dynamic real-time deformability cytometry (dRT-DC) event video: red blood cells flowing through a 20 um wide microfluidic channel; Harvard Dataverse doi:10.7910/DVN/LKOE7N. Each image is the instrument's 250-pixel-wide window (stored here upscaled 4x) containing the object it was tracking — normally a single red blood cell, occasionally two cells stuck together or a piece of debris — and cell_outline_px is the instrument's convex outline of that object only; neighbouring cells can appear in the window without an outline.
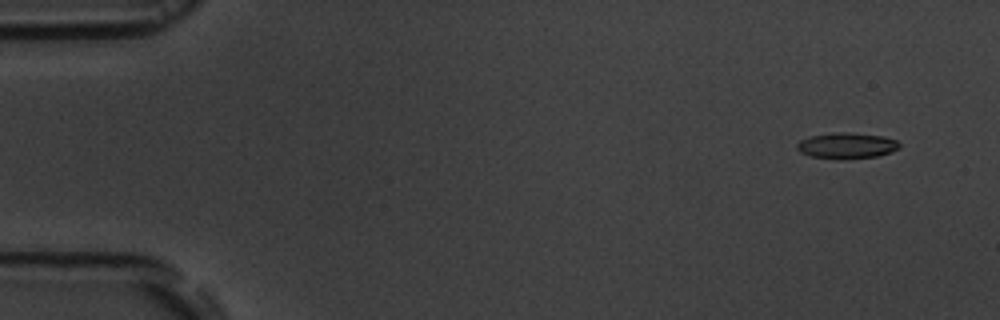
{"species": "common noctule bat (a hibernating species)", "species_latin": "Nyctalus noctula", "temperature_condition": "room temperature", "stored_images_in_passage": 4, "camera_frame_rate_fps": 3000, "um_per_image_px": 0.085, "animal": {"sex": "male", "body_mass_g": 19.5, "forearm_length_mm": 54.6}, "frame": {"image": 1, "passage_image": 1, "time_ms": 0.0, "image_size_px": [1000, 320], "cell_outline_px": [[900, 148], [876, 156], [844, 160], [836, 160], [812, 156], [800, 152], [796, 148], [796, 144], [800, 140], [808, 136], [840, 132], [848, 132], [880, 136], [896, 140], [900, 144]], "centroid_in_image_um": [71.92, 12.39], "position_along_channel_um": 13.1, "area_um2": 15.49}}
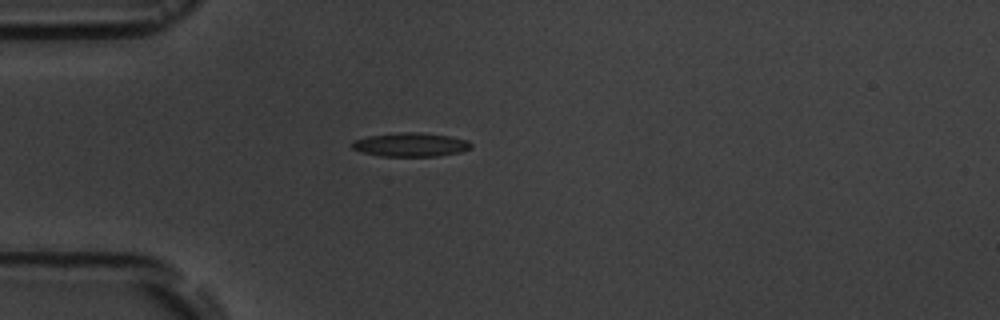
{"frame": {"image": 2, "passage_image": 4, "time_ms": 4.0, "image_size_px": [1000, 320], "cell_outline_px": [[472, 148], [460, 152], [436, 156], [380, 156], [360, 152], [352, 148], [348, 144], [352, 140], [368, 136], [400, 132], [420, 132], [448, 136], [468, 140], [472, 144]], "centroid_in_image_um": [34.85, 12.29], "position_along_channel_um": 50.1, "area_um2": 16.7}}